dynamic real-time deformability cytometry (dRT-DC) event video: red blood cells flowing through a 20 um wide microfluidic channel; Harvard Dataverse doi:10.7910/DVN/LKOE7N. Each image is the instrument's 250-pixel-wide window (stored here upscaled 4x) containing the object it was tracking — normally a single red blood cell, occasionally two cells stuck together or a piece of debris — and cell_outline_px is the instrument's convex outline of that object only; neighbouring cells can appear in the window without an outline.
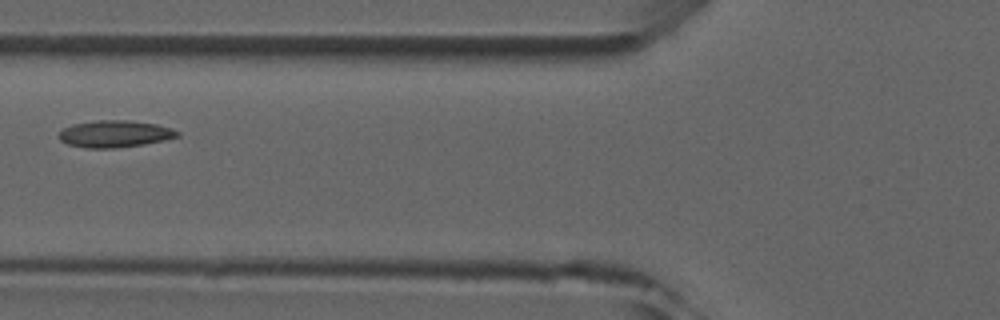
{"species": "common noctule bat (a hibernating species)", "species_latin": "Nyctalus noctula", "temperature_condition": "room temperature", "stored_images_in_passage": 5, "camera_frame_rate_fps": 3000, "um_per_image_px": 0.085, "animal": {"sex": "male", "forearm_length_mm": 52.5}, "frame": {"image": 1, "passage_image": 5, "time_ms": 4.667, "image_size_px": [1000, 320], "cell_outline_px": [[180, 136], [164, 140], [144, 144], [116, 148], [84, 148], [68, 144], [60, 140], [56, 136], [64, 128], [72, 124], [96, 120], [128, 120], [156, 124], [172, 128], [180, 132]], "centroid_in_image_um": [9.75, 11.38], "position_along_channel_um": 116.1, "area_um2": 18.73}}